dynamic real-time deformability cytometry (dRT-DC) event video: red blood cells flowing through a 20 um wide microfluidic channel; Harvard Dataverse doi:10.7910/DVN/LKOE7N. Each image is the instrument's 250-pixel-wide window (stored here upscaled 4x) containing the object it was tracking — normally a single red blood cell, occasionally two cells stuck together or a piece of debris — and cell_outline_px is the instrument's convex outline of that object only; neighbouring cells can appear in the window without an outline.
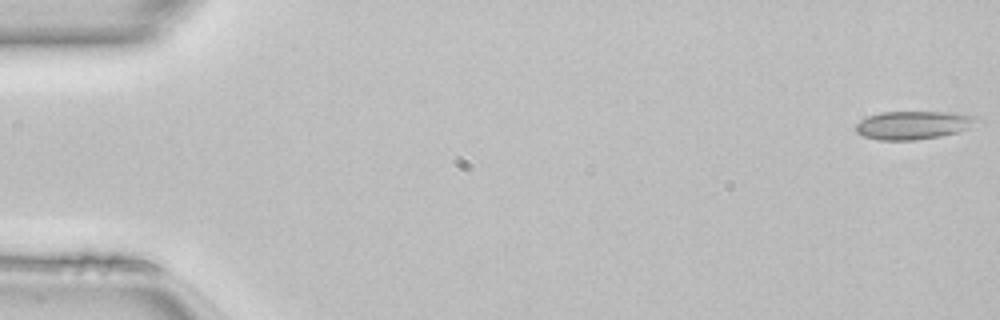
{"species": "common noctule bat (a hibernating species)", "species_latin": "Nyctalus noctula", "temperature_condition": "room temperature", "stored_images_in_passage": 49, "camera_frame_rate_fps": 3000, "um_per_image_px": 0.085, "animal": {"sex": "female", "body_mass_g": 22.7, "forearm_length_mm": 54.2}, "frame": {"image": 1, "passage_image": 1, "time_ms": 0.0, "image_size_px": [1000, 320], "cell_outline_px": [[984, 120], [968, 128], [956, 132], [940, 136], [916, 140], [880, 140], [864, 136], [856, 132], [856, 124], [860, 120], [868, 116], [880, 112], [956, 112], [976, 116]], "centroid_in_image_um": [77.68, 10.62], "position_along_channel_um": 7.3, "area_um2": 20.11}}
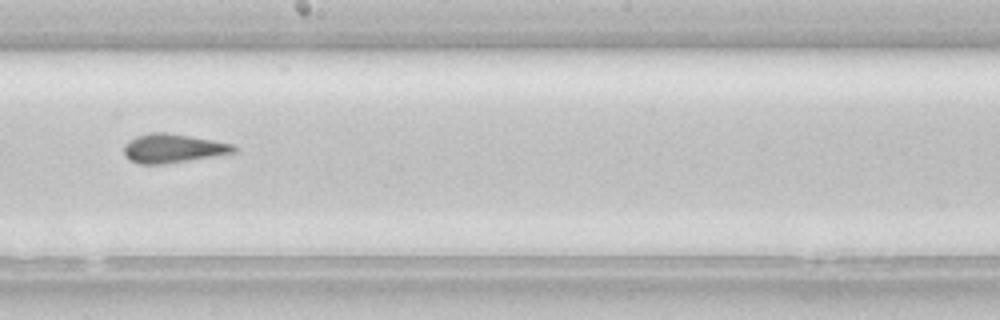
{"frame": {"image": 2, "passage_image": 28, "time_ms": 9.0, "image_size_px": [1000, 320], "cell_outline_px": [[236, 152], [164, 164], [140, 164], [128, 160], [124, 156], [124, 144], [128, 140], [136, 136], [148, 132], [164, 132], [212, 140], [232, 144], [236, 148]], "centroid_in_image_um": [14.61, 12.61], "position_along_channel_um": 233.6, "area_um2": 18.38}}
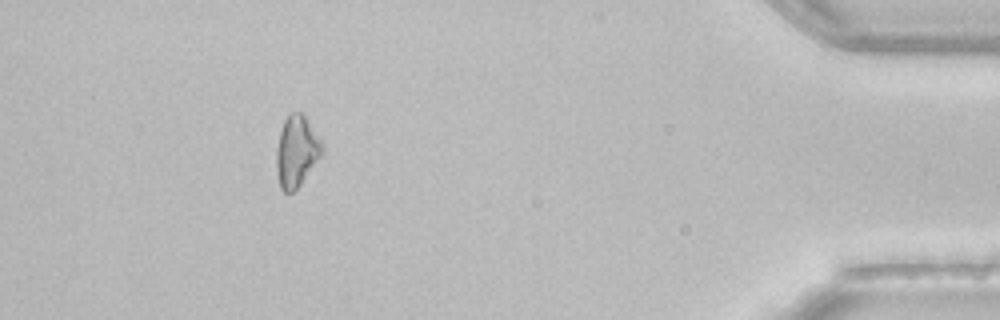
{"frame": {"image": 3, "passage_image": 45, "time_ms": 14.667, "image_size_px": [1000, 320], "cell_outline_px": [[324, 148], [320, 156], [300, 184], [292, 192], [284, 192], [280, 188], [276, 172], [276, 148], [280, 132], [284, 120], [288, 112], [304, 112], [324, 144]], "centroid_in_image_um": [25.2, 12.8], "position_along_channel_um": 410.0, "area_um2": 19.13}}